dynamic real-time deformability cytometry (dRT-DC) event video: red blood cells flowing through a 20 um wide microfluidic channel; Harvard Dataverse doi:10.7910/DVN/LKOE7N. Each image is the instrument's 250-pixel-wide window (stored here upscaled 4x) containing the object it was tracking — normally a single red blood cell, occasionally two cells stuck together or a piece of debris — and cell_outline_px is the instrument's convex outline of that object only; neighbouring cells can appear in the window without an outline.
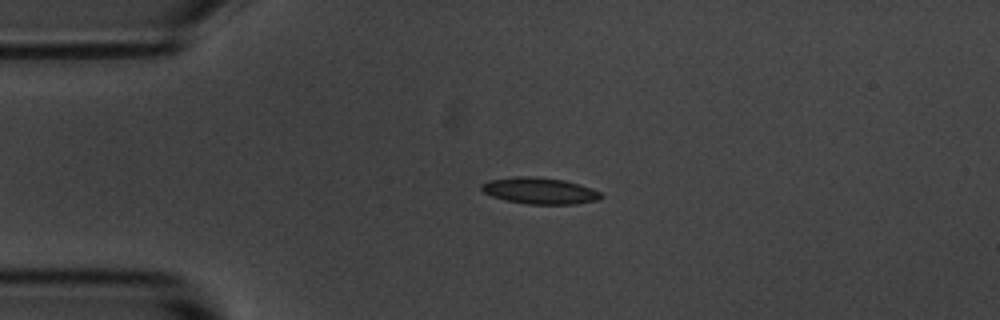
{"species": "common noctule bat (a hibernating species)", "species_latin": "Nyctalus noctula", "temperature_condition": "room temperature", "stored_images_in_passage": 44, "camera_frame_rate_fps": 3000, "um_per_image_px": 0.085, "animal": {"sex": "male", "body_mass_g": 20.1, "forearm_length_mm": 53.5}, "frame": {"image": 1, "passage_image": 1, "time_ms": 0.0, "image_size_px": [1000, 320], "cell_outline_px": [[604, 196], [600, 200], [576, 204], [528, 204], [504, 200], [492, 196], [484, 192], [480, 188], [480, 184], [488, 180], [516, 176], [532, 176], [564, 180], [580, 184], [600, 192]], "centroid_in_image_um": [45.87, 16.21], "position_along_channel_um": 39.1, "area_um2": 18.55}}
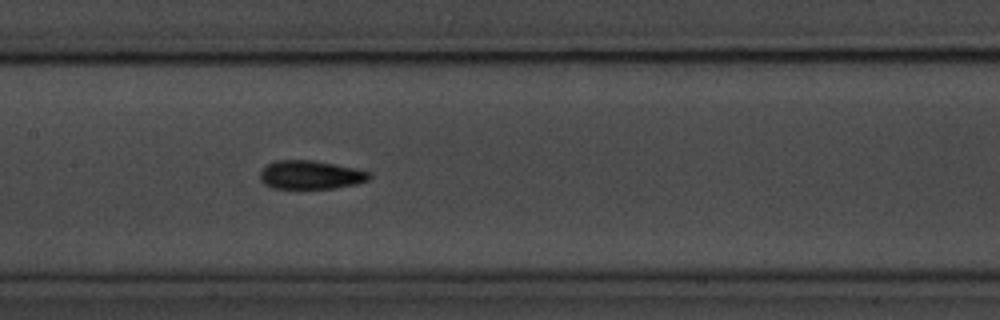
{"frame": {"image": 2, "passage_image": 15, "time_ms": 4.667, "image_size_px": [1000, 320], "cell_outline_px": [[372, 176], [368, 180], [356, 184], [332, 188], [272, 188], [264, 184], [260, 180], [260, 172], [268, 164], [276, 160], [312, 160], [336, 164], [368, 172]], "centroid_in_image_um": [26.37, 14.86], "position_along_channel_um": 181.0, "area_um2": 18.03}}
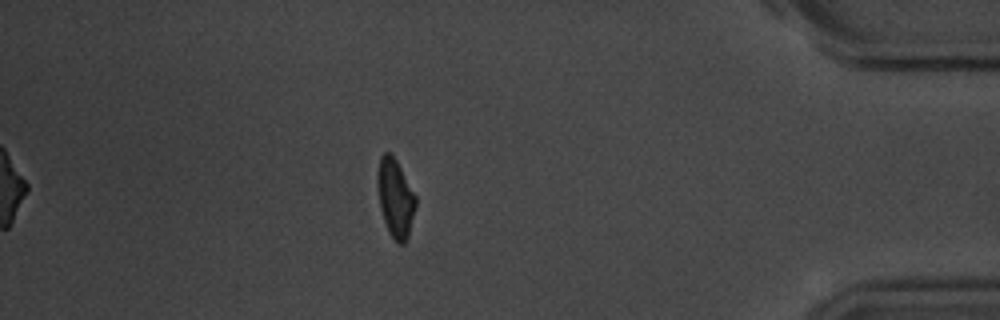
{"frame": {"image": 3, "passage_image": 37, "time_ms": 12.0, "image_size_px": [1000, 320], "cell_outline_px": [[416, 208], [408, 236], [404, 244], [396, 244], [388, 232], [380, 208], [376, 184], [376, 176], [380, 156], [384, 152], [388, 152], [396, 160], [416, 196]], "centroid_in_image_um": [33.59, 16.86], "position_along_channel_um": 401.6, "area_um2": 17.63}, "authors_computed_cell_mechanics": {"area_um2": 17.7446, "velocity_mm_per_s": 3.5865, "shape_relaxation_time_tau1_ms": 2.9067, "shape_relaxation_time_tau2_ms": 3.1525, "deformation_change_tau1": 0.1124, "deformation_change_tau2": 0.1039}}